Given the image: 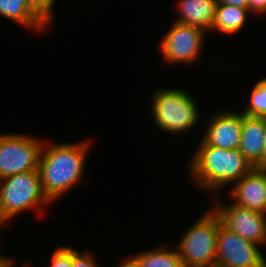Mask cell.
I'll return each mask as SVG.
<instances>
[{
	"instance_id": "obj_1",
	"label": "cell",
	"mask_w": 266,
	"mask_h": 267,
	"mask_svg": "<svg viewBox=\"0 0 266 267\" xmlns=\"http://www.w3.org/2000/svg\"><path fill=\"white\" fill-rule=\"evenodd\" d=\"M89 147V141L43 143L38 171L42 191L50 202L60 198L83 177Z\"/></svg>"
},
{
	"instance_id": "obj_2",
	"label": "cell",
	"mask_w": 266,
	"mask_h": 267,
	"mask_svg": "<svg viewBox=\"0 0 266 267\" xmlns=\"http://www.w3.org/2000/svg\"><path fill=\"white\" fill-rule=\"evenodd\" d=\"M197 147L188 164L197 188L214 193L235 184L253 168L239 149H222L208 145L203 139Z\"/></svg>"
},
{
	"instance_id": "obj_3",
	"label": "cell",
	"mask_w": 266,
	"mask_h": 267,
	"mask_svg": "<svg viewBox=\"0 0 266 267\" xmlns=\"http://www.w3.org/2000/svg\"><path fill=\"white\" fill-rule=\"evenodd\" d=\"M151 99L154 124L162 132L183 134L193 129L200 120L198 104L186 90L162 87L155 90Z\"/></svg>"
},
{
	"instance_id": "obj_4",
	"label": "cell",
	"mask_w": 266,
	"mask_h": 267,
	"mask_svg": "<svg viewBox=\"0 0 266 267\" xmlns=\"http://www.w3.org/2000/svg\"><path fill=\"white\" fill-rule=\"evenodd\" d=\"M185 230L177 245L183 267H211L216 263L219 217L210 208Z\"/></svg>"
},
{
	"instance_id": "obj_5",
	"label": "cell",
	"mask_w": 266,
	"mask_h": 267,
	"mask_svg": "<svg viewBox=\"0 0 266 267\" xmlns=\"http://www.w3.org/2000/svg\"><path fill=\"white\" fill-rule=\"evenodd\" d=\"M50 203L42 191L38 170L0 179V210L8 222L22 211L41 210Z\"/></svg>"
},
{
	"instance_id": "obj_6",
	"label": "cell",
	"mask_w": 266,
	"mask_h": 267,
	"mask_svg": "<svg viewBox=\"0 0 266 267\" xmlns=\"http://www.w3.org/2000/svg\"><path fill=\"white\" fill-rule=\"evenodd\" d=\"M44 140L29 134H0V179L38 170Z\"/></svg>"
},
{
	"instance_id": "obj_7",
	"label": "cell",
	"mask_w": 266,
	"mask_h": 267,
	"mask_svg": "<svg viewBox=\"0 0 266 267\" xmlns=\"http://www.w3.org/2000/svg\"><path fill=\"white\" fill-rule=\"evenodd\" d=\"M206 35V31L202 28L174 21L160 42L163 61L174 65L197 61L203 51Z\"/></svg>"
},
{
	"instance_id": "obj_8",
	"label": "cell",
	"mask_w": 266,
	"mask_h": 267,
	"mask_svg": "<svg viewBox=\"0 0 266 267\" xmlns=\"http://www.w3.org/2000/svg\"><path fill=\"white\" fill-rule=\"evenodd\" d=\"M216 263L227 267H266L259 245L225 228L219 219Z\"/></svg>"
},
{
	"instance_id": "obj_9",
	"label": "cell",
	"mask_w": 266,
	"mask_h": 267,
	"mask_svg": "<svg viewBox=\"0 0 266 267\" xmlns=\"http://www.w3.org/2000/svg\"><path fill=\"white\" fill-rule=\"evenodd\" d=\"M212 209L228 230L259 246L266 244V214L234 203L224 206L217 202Z\"/></svg>"
},
{
	"instance_id": "obj_10",
	"label": "cell",
	"mask_w": 266,
	"mask_h": 267,
	"mask_svg": "<svg viewBox=\"0 0 266 267\" xmlns=\"http://www.w3.org/2000/svg\"><path fill=\"white\" fill-rule=\"evenodd\" d=\"M201 137L208 145L222 149H239L242 130V113L221 110L213 116Z\"/></svg>"
},
{
	"instance_id": "obj_11",
	"label": "cell",
	"mask_w": 266,
	"mask_h": 267,
	"mask_svg": "<svg viewBox=\"0 0 266 267\" xmlns=\"http://www.w3.org/2000/svg\"><path fill=\"white\" fill-rule=\"evenodd\" d=\"M229 193L234 204L266 214V169L252 168Z\"/></svg>"
},
{
	"instance_id": "obj_12",
	"label": "cell",
	"mask_w": 266,
	"mask_h": 267,
	"mask_svg": "<svg viewBox=\"0 0 266 267\" xmlns=\"http://www.w3.org/2000/svg\"><path fill=\"white\" fill-rule=\"evenodd\" d=\"M239 150L253 168L263 169L265 145L264 117H251L242 113V130Z\"/></svg>"
},
{
	"instance_id": "obj_13",
	"label": "cell",
	"mask_w": 266,
	"mask_h": 267,
	"mask_svg": "<svg viewBox=\"0 0 266 267\" xmlns=\"http://www.w3.org/2000/svg\"><path fill=\"white\" fill-rule=\"evenodd\" d=\"M177 10L179 18L175 22L211 30L215 19L218 0H179Z\"/></svg>"
},
{
	"instance_id": "obj_14",
	"label": "cell",
	"mask_w": 266,
	"mask_h": 267,
	"mask_svg": "<svg viewBox=\"0 0 266 267\" xmlns=\"http://www.w3.org/2000/svg\"><path fill=\"white\" fill-rule=\"evenodd\" d=\"M0 15L35 33L45 32L47 26L27 5L26 0H0Z\"/></svg>"
},
{
	"instance_id": "obj_15",
	"label": "cell",
	"mask_w": 266,
	"mask_h": 267,
	"mask_svg": "<svg viewBox=\"0 0 266 267\" xmlns=\"http://www.w3.org/2000/svg\"><path fill=\"white\" fill-rule=\"evenodd\" d=\"M249 14L252 15L248 8L217 3L215 19L210 32L217 30V32L227 35L236 34L245 26Z\"/></svg>"
},
{
	"instance_id": "obj_16",
	"label": "cell",
	"mask_w": 266,
	"mask_h": 267,
	"mask_svg": "<svg viewBox=\"0 0 266 267\" xmlns=\"http://www.w3.org/2000/svg\"><path fill=\"white\" fill-rule=\"evenodd\" d=\"M165 246L142 251L133 258L139 267H183L177 249H165Z\"/></svg>"
},
{
	"instance_id": "obj_17",
	"label": "cell",
	"mask_w": 266,
	"mask_h": 267,
	"mask_svg": "<svg viewBox=\"0 0 266 267\" xmlns=\"http://www.w3.org/2000/svg\"><path fill=\"white\" fill-rule=\"evenodd\" d=\"M241 113L251 117L266 116V77L259 79L254 85L250 94L249 103Z\"/></svg>"
},
{
	"instance_id": "obj_18",
	"label": "cell",
	"mask_w": 266,
	"mask_h": 267,
	"mask_svg": "<svg viewBox=\"0 0 266 267\" xmlns=\"http://www.w3.org/2000/svg\"><path fill=\"white\" fill-rule=\"evenodd\" d=\"M56 0H26L28 7L48 26Z\"/></svg>"
},
{
	"instance_id": "obj_19",
	"label": "cell",
	"mask_w": 266,
	"mask_h": 267,
	"mask_svg": "<svg viewBox=\"0 0 266 267\" xmlns=\"http://www.w3.org/2000/svg\"><path fill=\"white\" fill-rule=\"evenodd\" d=\"M50 267H72V247L67 245L55 249Z\"/></svg>"
},
{
	"instance_id": "obj_20",
	"label": "cell",
	"mask_w": 266,
	"mask_h": 267,
	"mask_svg": "<svg viewBox=\"0 0 266 267\" xmlns=\"http://www.w3.org/2000/svg\"><path fill=\"white\" fill-rule=\"evenodd\" d=\"M95 258L92 252L81 253L72 247V267H99Z\"/></svg>"
},
{
	"instance_id": "obj_21",
	"label": "cell",
	"mask_w": 266,
	"mask_h": 267,
	"mask_svg": "<svg viewBox=\"0 0 266 267\" xmlns=\"http://www.w3.org/2000/svg\"><path fill=\"white\" fill-rule=\"evenodd\" d=\"M248 9L252 15L266 14V0H248Z\"/></svg>"
},
{
	"instance_id": "obj_22",
	"label": "cell",
	"mask_w": 266,
	"mask_h": 267,
	"mask_svg": "<svg viewBox=\"0 0 266 267\" xmlns=\"http://www.w3.org/2000/svg\"><path fill=\"white\" fill-rule=\"evenodd\" d=\"M218 3L238 6L240 8H248V0H218Z\"/></svg>"
},
{
	"instance_id": "obj_23",
	"label": "cell",
	"mask_w": 266,
	"mask_h": 267,
	"mask_svg": "<svg viewBox=\"0 0 266 267\" xmlns=\"http://www.w3.org/2000/svg\"><path fill=\"white\" fill-rule=\"evenodd\" d=\"M14 260L11 257L0 255V267H11L14 265Z\"/></svg>"
},
{
	"instance_id": "obj_24",
	"label": "cell",
	"mask_w": 266,
	"mask_h": 267,
	"mask_svg": "<svg viewBox=\"0 0 266 267\" xmlns=\"http://www.w3.org/2000/svg\"><path fill=\"white\" fill-rule=\"evenodd\" d=\"M117 267H139L136 260L131 256L130 259H127L124 263L120 264Z\"/></svg>"
},
{
	"instance_id": "obj_25",
	"label": "cell",
	"mask_w": 266,
	"mask_h": 267,
	"mask_svg": "<svg viewBox=\"0 0 266 267\" xmlns=\"http://www.w3.org/2000/svg\"><path fill=\"white\" fill-rule=\"evenodd\" d=\"M264 121H265V145L263 153V169H266V116L264 117Z\"/></svg>"
},
{
	"instance_id": "obj_26",
	"label": "cell",
	"mask_w": 266,
	"mask_h": 267,
	"mask_svg": "<svg viewBox=\"0 0 266 267\" xmlns=\"http://www.w3.org/2000/svg\"><path fill=\"white\" fill-rule=\"evenodd\" d=\"M8 221L4 218V216L2 215V213H1V210H0V230H1V227L3 226V225H6V224H4V223H7Z\"/></svg>"
},
{
	"instance_id": "obj_27",
	"label": "cell",
	"mask_w": 266,
	"mask_h": 267,
	"mask_svg": "<svg viewBox=\"0 0 266 267\" xmlns=\"http://www.w3.org/2000/svg\"><path fill=\"white\" fill-rule=\"evenodd\" d=\"M211 267H227V266H223V265H221V264H217V263H215V264H213Z\"/></svg>"
}]
</instances>
